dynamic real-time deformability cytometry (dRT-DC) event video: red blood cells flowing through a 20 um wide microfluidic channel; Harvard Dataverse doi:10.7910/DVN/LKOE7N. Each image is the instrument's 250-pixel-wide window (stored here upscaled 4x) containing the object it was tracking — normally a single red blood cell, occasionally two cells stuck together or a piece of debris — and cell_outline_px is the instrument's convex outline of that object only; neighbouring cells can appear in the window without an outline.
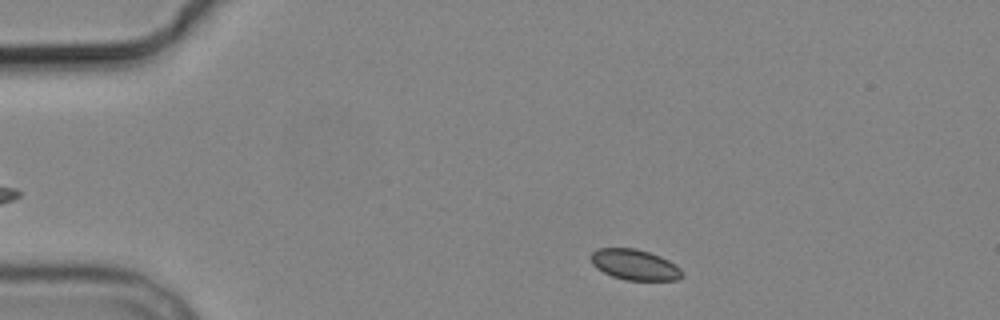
{"species": "common noctule bat (a hibernating species)", "species_latin": "Nyctalus noctula", "temperature_condition": "cold", "stored_images_in_passage": 2, "camera_frame_rate_fps": 3000, "um_per_image_px": 0.085, "animal": {"sex": "male", "body_mass_g": 19.2, "forearm_length_mm": 51.8}, "frame": {"image": 1, "passage_image": 1, "time_ms": 0.0, "image_size_px": [1000, 320], "cell_outline_px": [[684, 272], [676, 280], [624, 280], [612, 276], [596, 268], [592, 264], [588, 256], [596, 248], [636, 248], [660, 256], [668, 260], [680, 268]], "centroid_in_image_um": [53.89, 22.49], "position_along_channel_um": 31.1, "area_um2": 16.36}}